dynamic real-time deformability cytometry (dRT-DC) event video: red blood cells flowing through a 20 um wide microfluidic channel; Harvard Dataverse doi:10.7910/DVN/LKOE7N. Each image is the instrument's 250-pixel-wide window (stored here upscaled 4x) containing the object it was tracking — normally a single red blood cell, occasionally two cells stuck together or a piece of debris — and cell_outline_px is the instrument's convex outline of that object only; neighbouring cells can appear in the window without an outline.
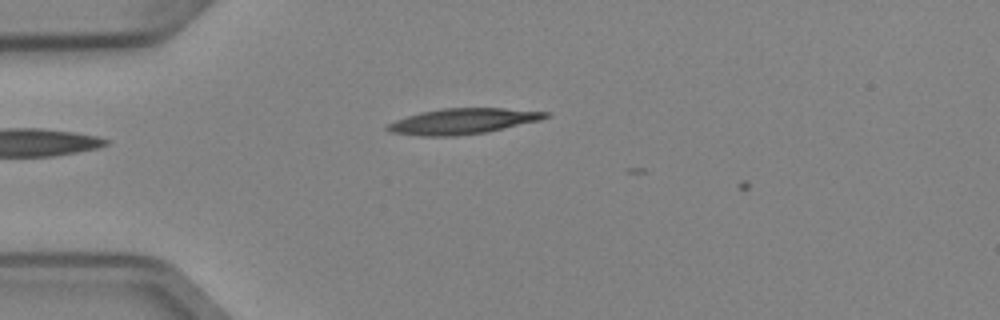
{"species": "Egyptian fruit bat (a non-hibernating species)", "species_latin": "Rousettus aegyptiacus", "temperature_condition": "cold", "stored_images_in_passage": 8, "camera_frame_rate_fps": 3000, "um_per_image_px": 0.085, "animal": {"sex": "female"}, "frame": {"image": 1, "passage_image": 7, "time_ms": 2.0, "image_size_px": [1000, 320], "cell_outline_px": [[548, 116], [540, 120], [484, 132], [456, 136], [420, 136], [392, 132], [384, 128], [388, 124], [396, 120], [420, 112], [440, 108], [504, 108], [548, 112]], "centroid_in_image_um": [39.29, 10.3], "position_along_channel_um": 45.7, "area_um2": 23.29}}